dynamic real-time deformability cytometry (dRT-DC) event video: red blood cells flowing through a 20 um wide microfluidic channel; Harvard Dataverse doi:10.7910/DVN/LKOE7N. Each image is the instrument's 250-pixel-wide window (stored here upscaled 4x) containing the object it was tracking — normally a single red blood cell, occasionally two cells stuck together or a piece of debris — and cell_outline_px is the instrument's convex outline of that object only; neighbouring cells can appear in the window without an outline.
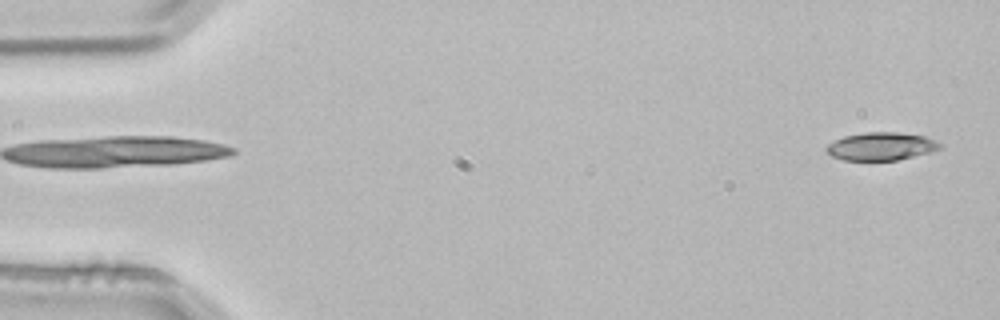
{"species": "common noctule bat (a hibernating species)", "species_latin": "Nyctalus noctula", "temperature_condition": "room temperature", "stored_images_in_passage": 52, "camera_frame_rate_fps": 3000, "um_per_image_px": 0.085, "animal": {"sex": "male", "body_mass_g": 21.5, "forearm_length_mm": 52.0}, "frame": {"image": 1, "passage_image": 1, "time_ms": 0.0, "image_size_px": [1000, 320], "cell_outline_px": [[944, 148], [932, 152], [896, 160], [844, 160], [832, 156], [824, 148], [828, 144], [844, 136], [864, 132], [896, 132], [924, 136], [944, 144]], "centroid_in_image_um": [74.94, 12.44], "position_along_channel_um": 10.1, "area_um2": 18.55}}
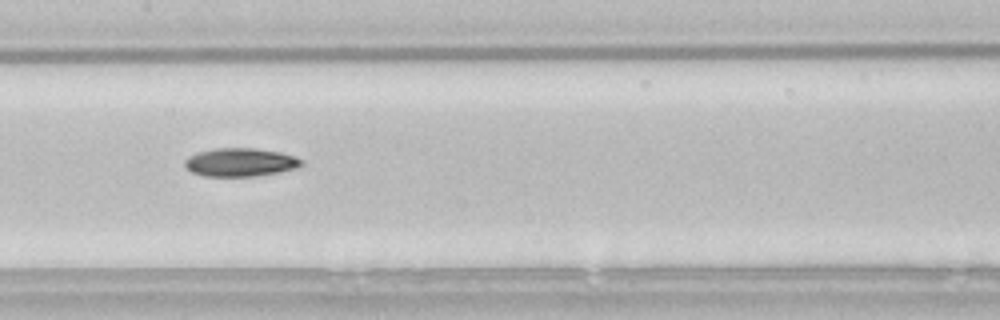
{"frame": {"image": 2, "passage_image": 25, "time_ms": 8.0, "image_size_px": [1000, 320], "cell_outline_px": [[304, 164], [296, 168], [256, 176], [204, 176], [192, 172], [184, 164], [184, 160], [188, 156], [196, 152], [216, 148], [256, 148], [280, 152], [296, 156], [304, 160]], "centroid_in_image_um": [20.44, 13.78], "position_along_channel_um": 187.0, "area_um2": 19.36}}
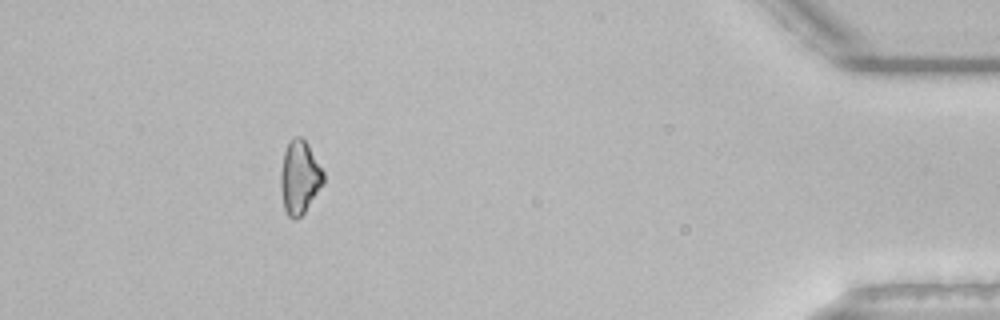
{"frame": {"image": 3, "passage_image": 47, "time_ms": 15.333, "image_size_px": [1000, 320], "cell_outline_px": [[324, 184], [304, 212], [296, 220], [292, 220], [288, 216], [284, 208], [280, 188], [280, 172], [284, 152], [288, 140], [292, 136], [300, 136], [308, 144], [324, 172]], "centroid_in_image_um": [25.45, 15.06], "position_along_channel_um": 409.7, "area_um2": 18.5}, "authors_computed_cell_mechanics": {"area_um2": 18.9295, "velocity_mm_per_s": 3.8418, "shape_relaxation_time_tau1_ms": 4.0652, "shape_relaxation_time_tau2_ms": null, "deformation_change_tau1": 0.1254, "deformation_change_tau2": null}}